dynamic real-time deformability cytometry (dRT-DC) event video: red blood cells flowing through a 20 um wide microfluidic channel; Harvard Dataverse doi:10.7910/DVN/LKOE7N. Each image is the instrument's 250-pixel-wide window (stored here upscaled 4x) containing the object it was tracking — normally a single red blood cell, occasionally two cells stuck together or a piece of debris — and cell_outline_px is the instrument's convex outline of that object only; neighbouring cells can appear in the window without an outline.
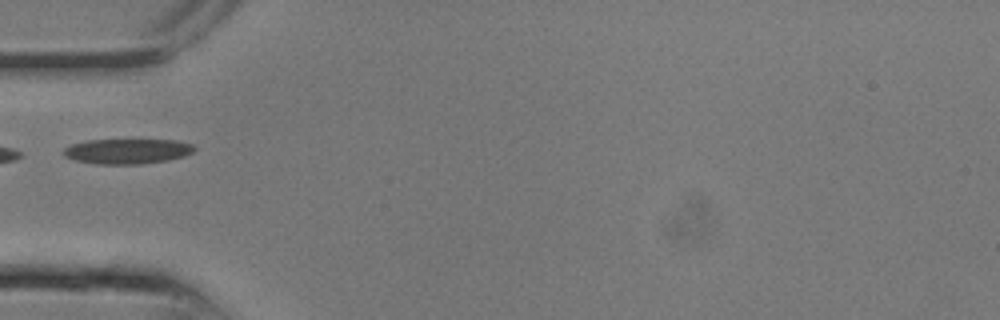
{"species": "common noctule bat (a hibernating species)", "species_latin": "Nyctalus noctula", "temperature_condition": "room temperature", "stored_images_in_passage": 24, "camera_frame_rate_fps": 3000, "um_per_image_px": 0.085, "animal": {"sex": "male", "body_mass_g": 13.3}, "frame": {"image": 1, "passage_image": 8, "time_ms": 2.333, "image_size_px": [1000, 320], "cell_outline_px": [[196, 148], [192, 152], [184, 156], [168, 160], [140, 164], [96, 164], [76, 160], [64, 156], [60, 152], [64, 148], [72, 144], [88, 140], [176, 140], [192, 144]], "centroid_in_image_um": [10.8, 12.85], "position_along_channel_um": 74.2, "area_um2": 19.13}}
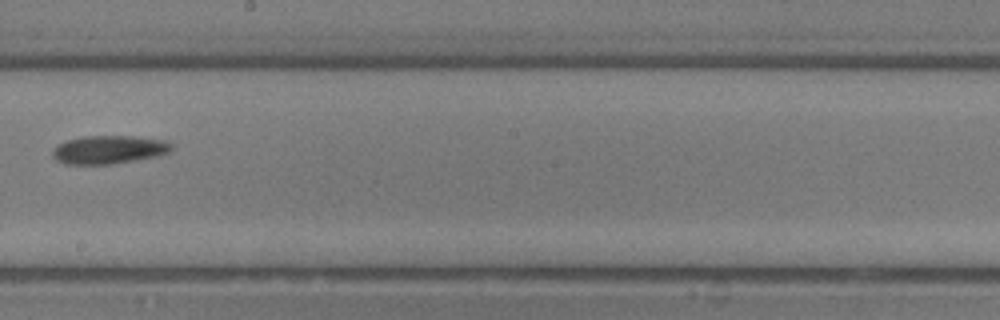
{"frame": {"image": 2, "passage_image": 14, "time_ms": 4.333, "image_size_px": [1000, 320], "cell_outline_px": [[172, 148], [168, 152], [160, 156], [112, 164], [64, 164], [56, 160], [52, 156], [52, 152], [60, 144], [68, 140], [84, 136], [132, 136], [164, 140], [172, 144]], "centroid_in_image_um": [9.28, 12.73], "position_along_channel_um": 238.9, "area_um2": 19.54}}
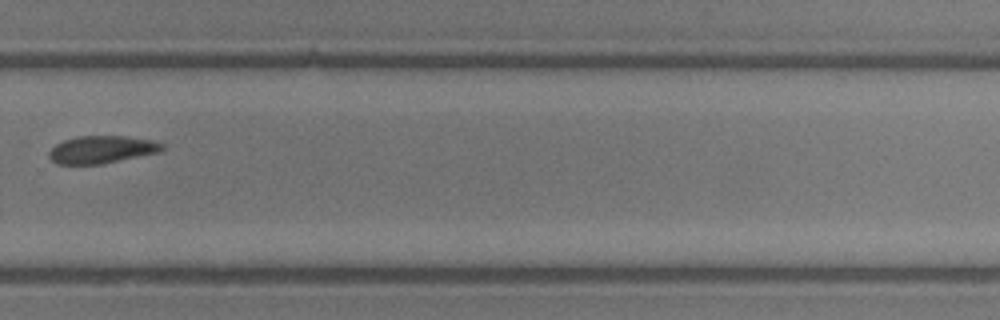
{"frame": {"image": 3, "passage_image": 17, "time_ms": 5.333, "image_size_px": [1000, 320], "cell_outline_px": [[164, 148], [160, 152], [104, 164], [56, 164], [48, 156], [48, 152], [56, 144], [64, 140], [80, 136], [124, 136], [152, 140], [164, 144]], "centroid_in_image_um": [8.66, 12.72], "position_along_channel_um": 321.1, "area_um2": 18.21}}